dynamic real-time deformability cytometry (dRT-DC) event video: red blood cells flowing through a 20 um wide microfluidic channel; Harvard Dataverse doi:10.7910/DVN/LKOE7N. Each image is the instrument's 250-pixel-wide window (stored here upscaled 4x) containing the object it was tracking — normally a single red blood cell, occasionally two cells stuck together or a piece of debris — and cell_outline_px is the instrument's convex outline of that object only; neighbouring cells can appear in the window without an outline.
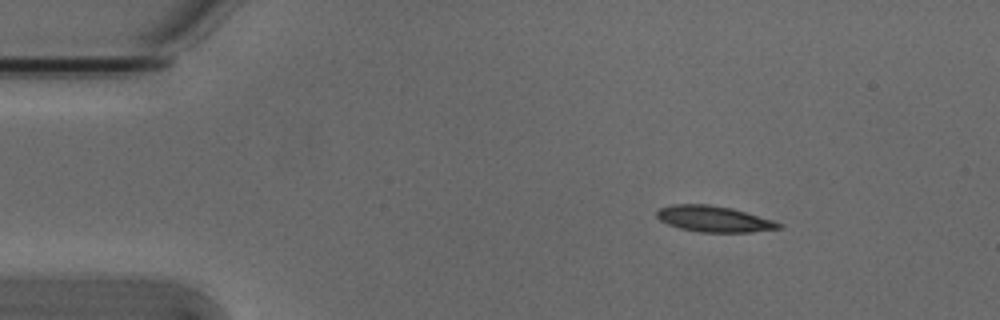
{"species": "Egyptian fruit bat (a non-hibernating species)", "species_latin": "Rousettus aegyptiacus", "temperature_condition": "cold", "stored_images_in_passage": 3, "camera_frame_rate_fps": 3000, "um_per_image_px": 0.085, "animal": {"sex": "male"}, "frame": {"image": 1, "passage_image": 1, "time_ms": 0.0, "image_size_px": [1000, 320], "cell_outline_px": [[784, 228], [752, 232], [700, 232], [680, 228], [668, 224], [660, 220], [656, 216], [656, 212], [660, 208], [672, 204], [708, 204], [732, 208], [772, 220], [784, 224]], "centroid_in_image_um": [60.7, 18.61], "position_along_channel_um": 24.3, "area_um2": 18.5}}